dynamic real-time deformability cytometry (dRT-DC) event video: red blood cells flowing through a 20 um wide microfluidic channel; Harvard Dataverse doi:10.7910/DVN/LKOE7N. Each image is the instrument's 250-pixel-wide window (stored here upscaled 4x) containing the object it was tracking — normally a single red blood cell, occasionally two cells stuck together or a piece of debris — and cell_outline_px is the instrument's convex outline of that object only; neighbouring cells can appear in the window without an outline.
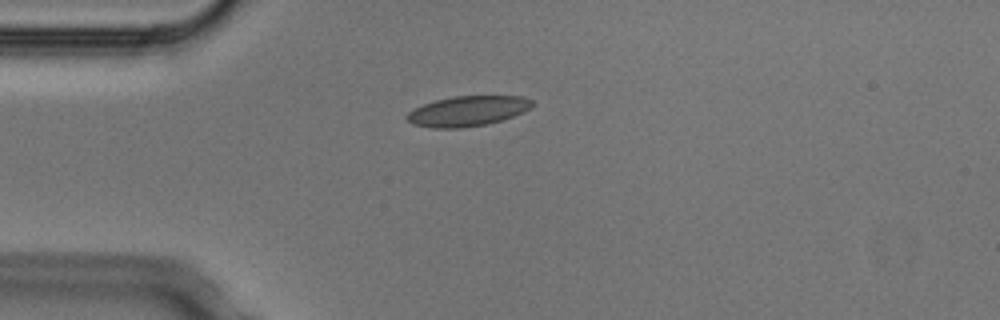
{"species": "Egyptian fruit bat (a non-hibernating species)", "species_latin": "Rousettus aegyptiacus", "temperature_condition": "cold", "stored_images_in_passage": 4, "camera_frame_rate_fps": 3000, "um_per_image_px": 0.085, "animal": {"sex": "male"}, "frame": {"image": 1, "passage_image": 4, "time_ms": 1.0, "image_size_px": [1000, 320], "cell_outline_px": [[536, 104], [532, 108], [524, 112], [488, 124], [460, 128], [432, 128], [412, 124], [404, 116], [408, 112], [424, 104], [436, 100], [452, 96], [520, 96], [532, 100]], "centroid_in_image_um": [39.77, 9.44], "position_along_channel_um": 45.2, "area_um2": 22.08}}